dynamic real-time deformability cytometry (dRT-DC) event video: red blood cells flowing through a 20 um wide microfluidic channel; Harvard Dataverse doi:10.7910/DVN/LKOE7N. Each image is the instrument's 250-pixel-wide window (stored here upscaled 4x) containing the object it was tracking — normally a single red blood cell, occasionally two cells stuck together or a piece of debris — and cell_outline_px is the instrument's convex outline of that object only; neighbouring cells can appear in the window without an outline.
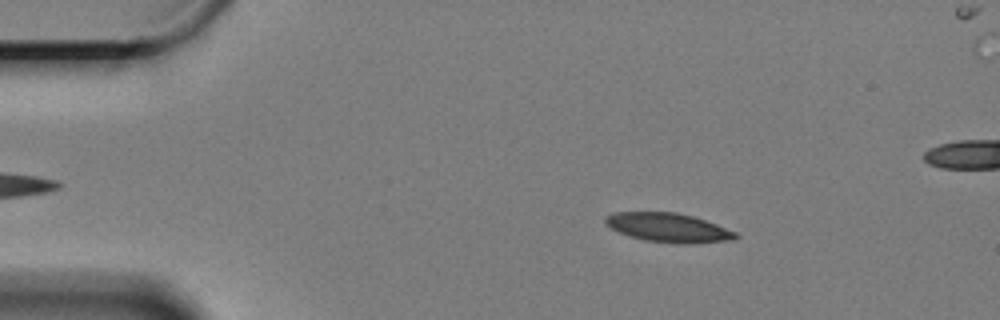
{"species": "Egyptian fruit bat (a non-hibernating species)", "species_latin": "Rousettus aegyptiacus", "temperature_condition": "cold", "stored_images_in_passage": 57, "camera_frame_rate_fps": 3000, "um_per_image_px": 0.085, "animal": {"sex": "female"}, "frame": {"image": 1, "passage_image": 6, "time_ms": 1.667, "image_size_px": [1000, 320], "cell_outline_px": [[740, 236], [736, 240], [684, 244], [676, 244], [644, 240], [620, 232], [604, 224], [604, 216], [612, 212], [676, 212], [692, 216], [716, 224], [736, 232]], "centroid_in_image_um": [56.81, 19.35], "position_along_channel_um": 28.2, "area_um2": 22.14}}
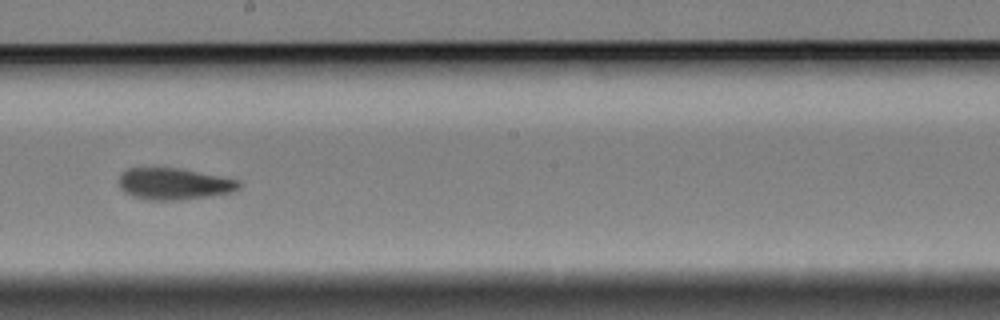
{"frame": {"image": 2, "passage_image": 30, "time_ms": 9.667, "image_size_px": [1000, 320], "cell_outline_px": [[240, 188], [232, 192], [208, 196], [180, 200], [148, 200], [132, 196], [124, 192], [120, 188], [120, 176], [128, 168], [176, 168], [240, 180]], "centroid_in_image_um": [14.79, 15.64], "position_along_channel_um": 233.4, "area_um2": 21.85}}
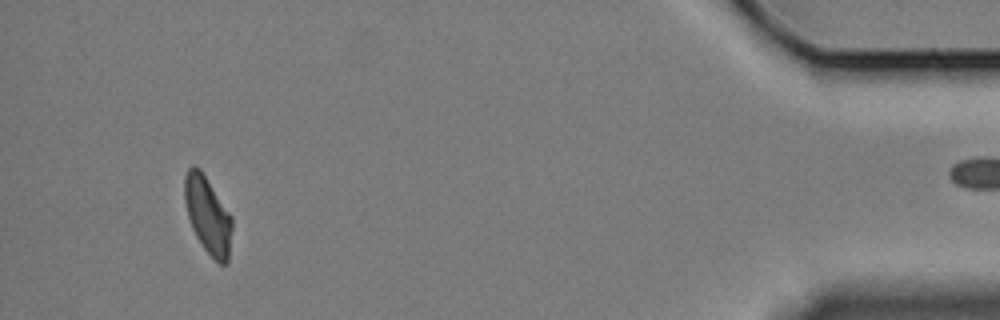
{"frame": {"image": 3, "passage_image": 53, "time_ms": 17.333, "image_size_px": [1000, 320], "cell_outline_px": [[232, 228], [228, 264], [220, 264], [204, 248], [196, 236], [192, 228], [188, 216], [184, 200], [184, 176], [188, 168], [192, 164], [196, 164], [200, 168], [232, 216]], "centroid_in_image_um": [17.66, 18.25], "position_along_channel_um": 417.5, "area_um2": 21.39}, "authors_computed_cell_mechanics": {"area_um2": 22.3686, "velocity_mm_per_s": 3.2786, "shape_relaxation_time_tau1_ms": 7.1943, "shape_relaxation_time_tau2_ms": 4.2863, "deformation_change_tau1": 0.1529, "deformation_change_tau2": 0.0898}}